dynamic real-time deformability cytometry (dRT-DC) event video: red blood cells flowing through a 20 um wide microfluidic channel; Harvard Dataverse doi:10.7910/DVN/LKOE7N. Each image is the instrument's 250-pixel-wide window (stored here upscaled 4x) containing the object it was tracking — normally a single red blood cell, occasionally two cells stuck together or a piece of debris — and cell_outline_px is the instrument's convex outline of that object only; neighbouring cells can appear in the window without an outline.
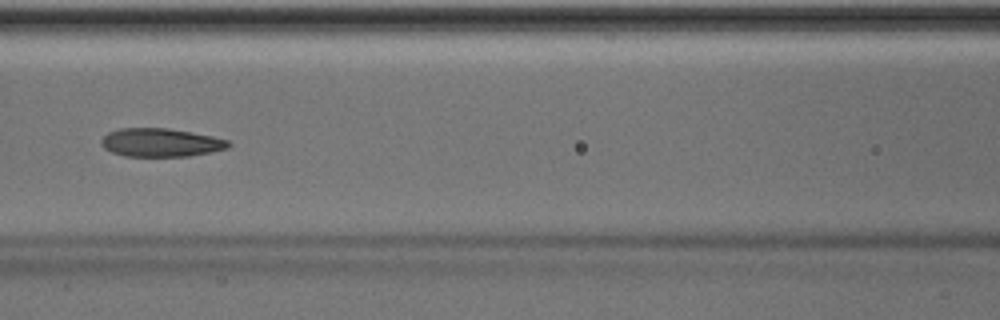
{"species": "Egyptian fruit bat (a non-hibernating species)", "species_latin": "Rousettus aegyptiacus", "temperature_condition": "room temperature", "stored_images_in_passage": 50, "camera_frame_rate_fps": 3000, "um_per_image_px": 0.085, "animal": {"sex": "male"}, "frame": {"image": 1, "passage_image": 22, "time_ms": 7.0, "image_size_px": [1000, 320], "cell_outline_px": [[232, 144], [228, 148], [212, 152], [188, 156], [124, 156], [112, 152], [104, 148], [100, 144], [100, 140], [108, 132], [120, 128], [168, 128], [212, 136], [228, 140]], "centroid_in_image_um": [13.66, 12.11], "position_along_channel_um": 152.9, "area_um2": 21.1}}
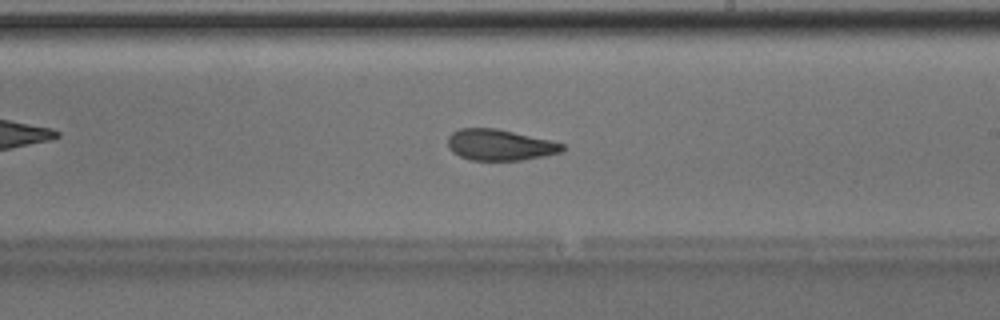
{"frame": {"image": 2, "passage_image": 29, "time_ms": 9.333, "image_size_px": [1000, 320], "cell_outline_px": [[564, 152], [544, 156], [520, 160], [468, 160], [452, 152], [448, 148], [448, 136], [452, 132], [460, 128], [496, 128], [552, 140], [564, 144]], "centroid_in_image_um": [42.49, 12.31], "position_along_channel_um": 246.5, "area_um2": 20.92}, "authors_computed_cell_mechanics": {"area_um2": 21.6461, "velocity_mm_per_s": 4.0305, "shape_relaxation_time_tau1_ms": 6.0231, "shape_relaxation_time_tau2_ms": 2.196, "deformation_change_tau1": 0.1565, "deformation_change_tau2": 0.0823}}